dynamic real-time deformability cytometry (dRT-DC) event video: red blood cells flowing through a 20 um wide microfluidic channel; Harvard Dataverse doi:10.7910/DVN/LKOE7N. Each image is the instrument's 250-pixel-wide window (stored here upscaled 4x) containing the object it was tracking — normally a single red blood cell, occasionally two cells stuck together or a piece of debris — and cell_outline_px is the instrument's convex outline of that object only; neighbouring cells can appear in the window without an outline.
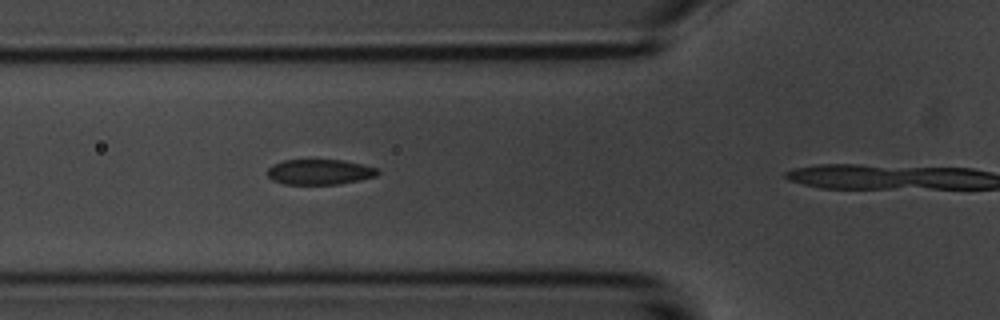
{"species": "common noctule bat (a hibernating species)", "species_latin": "Nyctalus noctula", "temperature_condition": "room temperature", "stored_images_in_passage": 4, "camera_frame_rate_fps": 3000, "um_per_image_px": 0.085, "animal": {"sex": "male", "body_mass_g": 20.1, "forearm_length_mm": 53.5}, "frame": {"image": 1, "passage_image": 3, "time_ms": 2.333, "image_size_px": [1000, 320], "cell_outline_px": [[380, 172], [376, 176], [360, 180], [340, 184], [284, 184], [272, 180], [268, 176], [268, 168], [272, 164], [284, 160], [344, 160], [380, 168]], "centroid_in_image_um": [27.2, 14.61], "position_along_channel_um": 98.6, "area_um2": 16.42}}